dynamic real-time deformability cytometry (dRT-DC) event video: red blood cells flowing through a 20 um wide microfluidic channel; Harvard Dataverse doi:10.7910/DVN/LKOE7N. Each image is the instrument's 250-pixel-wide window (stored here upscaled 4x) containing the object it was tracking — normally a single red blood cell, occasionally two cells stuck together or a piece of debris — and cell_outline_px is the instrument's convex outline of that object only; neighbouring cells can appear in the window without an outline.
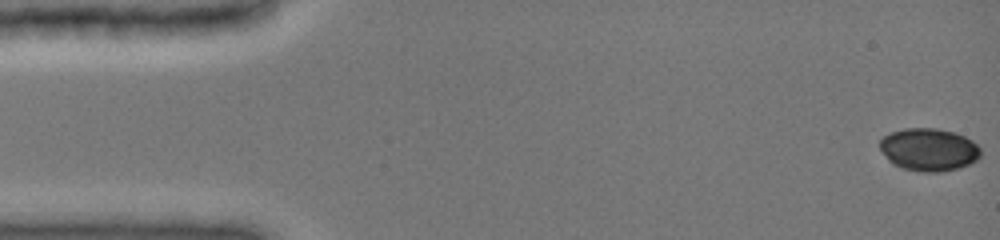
{"species": "common noctule bat (a hibernating species)", "species_latin": "Nyctalus noctula", "temperature_condition": "cold", "stored_images_in_passage": 16, "camera_frame_rate_fps": 3000, "um_per_image_px": 0.085, "animal": {"sex": "female", "body_mass_g": 19.0, "forearm_length_mm": 51.5}, "frame": {"image": 1, "passage_image": 1, "time_ms": 0.0, "image_size_px": [1000, 240], "cell_outline_px": [[980, 156], [976, 160], [960, 168], [940, 172], [920, 172], [904, 168], [892, 164], [888, 160], [880, 148], [880, 140], [884, 136], [892, 132], [904, 128], [936, 128], [952, 132], [964, 136], [972, 140], [980, 148]], "centroid_in_image_um": [78.95, 12.72], "position_along_channel_um": 6.1, "area_um2": 25.03}}
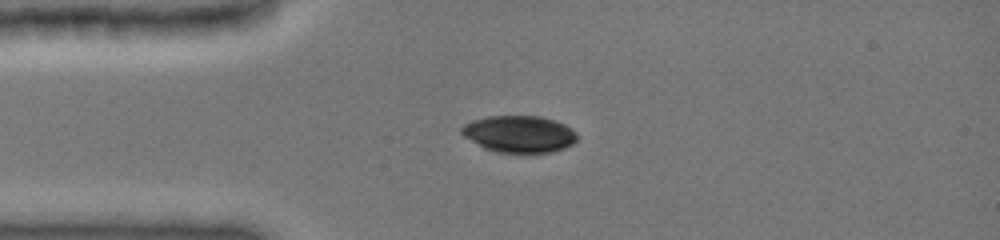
{"frame": {"image": 2, "passage_image": 12, "time_ms": 3.667, "image_size_px": [1000, 240], "cell_outline_px": [[576, 140], [572, 144], [564, 148], [552, 152], [524, 156], [496, 152], [484, 148], [464, 136], [460, 132], [460, 128], [464, 124], [472, 120], [488, 116], [540, 116], [556, 120], [572, 128], [576, 132]], "centroid_in_image_um": [44.14, 11.43], "position_along_channel_um": 40.9, "area_um2": 25.61}}
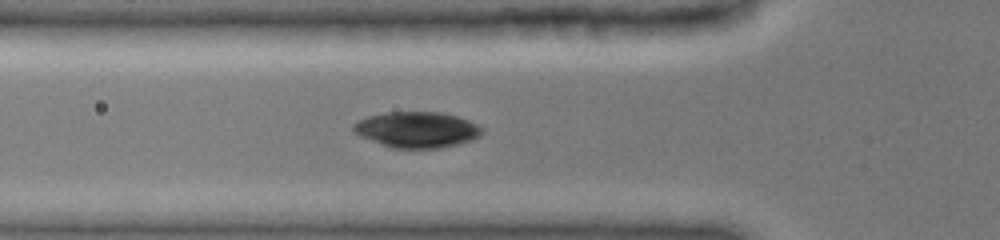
{"frame": {"image": 3, "passage_image": 16, "time_ms": 5.333, "image_size_px": [1000, 240], "cell_outline_px": [[484, 132], [480, 136], [472, 140], [440, 148], [392, 148], [360, 136], [352, 128], [352, 124], [368, 116], [384, 112], [440, 112], [456, 116], [480, 124], [484, 128]], "centroid_in_image_um": [35.48, 11.02], "position_along_channel_um": 90.3, "area_um2": 26.93}}